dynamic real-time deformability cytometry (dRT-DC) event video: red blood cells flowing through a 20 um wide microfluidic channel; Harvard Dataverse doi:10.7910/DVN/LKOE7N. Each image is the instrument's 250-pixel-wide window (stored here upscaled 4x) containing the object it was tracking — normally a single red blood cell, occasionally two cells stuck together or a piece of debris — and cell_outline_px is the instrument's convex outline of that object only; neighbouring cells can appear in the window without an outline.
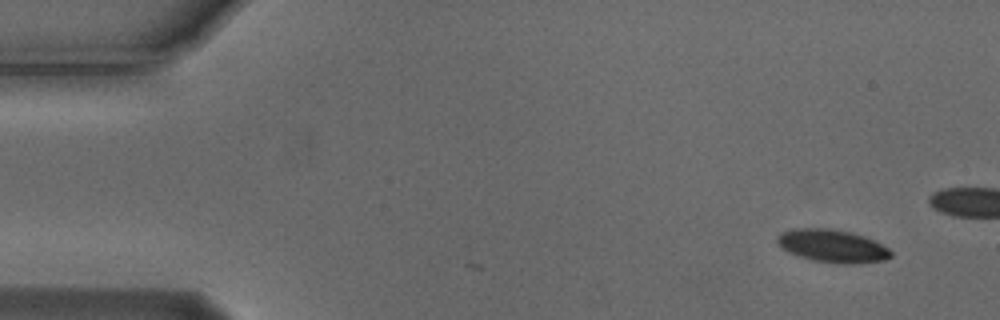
{"species": "Egyptian fruit bat (a non-hibernating species)", "species_latin": "Rousettus aegyptiacus", "temperature_condition": "cold", "stored_images_in_passage": 3, "camera_frame_rate_fps": 3000, "um_per_image_px": 0.085, "animal": {"sex": "male"}, "frame": {"image": 1, "passage_image": 3, "time_ms": 0.667, "image_size_px": [1000, 320], "cell_outline_px": [[892, 256], [884, 260], [852, 264], [836, 264], [812, 260], [796, 256], [780, 248], [776, 244], [776, 236], [784, 232], [796, 228], [832, 228], [852, 232], [864, 236], [888, 248], [892, 252]], "centroid_in_image_um": [70.71, 20.91], "position_along_channel_um": 14.3, "area_um2": 22.02}}